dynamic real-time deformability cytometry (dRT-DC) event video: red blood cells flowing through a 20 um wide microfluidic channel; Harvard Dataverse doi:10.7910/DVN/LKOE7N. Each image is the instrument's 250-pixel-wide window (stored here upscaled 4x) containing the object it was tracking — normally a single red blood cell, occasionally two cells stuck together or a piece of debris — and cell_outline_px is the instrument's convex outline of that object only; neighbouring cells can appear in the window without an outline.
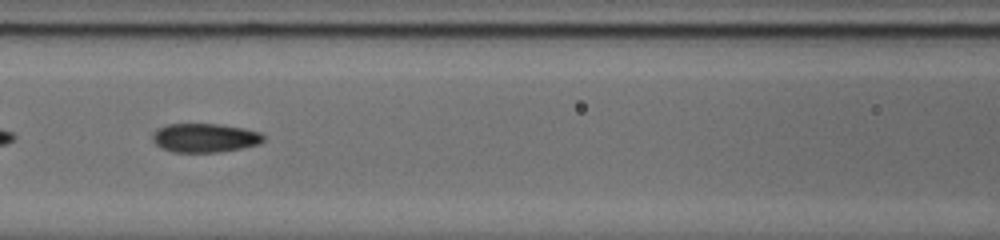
{"species": "common noctule bat (a hibernating species)", "species_latin": "Nyctalus noctula", "temperature_condition": "cold", "stored_images_in_passage": 38, "camera_frame_rate_fps": 3000, "um_per_image_px": 0.085, "animal": {"sex": "male", "body_mass_g": 20.0, "forearm_length_mm": 53.3}, "frame": {"image": 1, "passage_image": 12, "time_ms": 3.667, "image_size_px": [1000, 240], "cell_outline_px": [[264, 140], [260, 144], [240, 148], [216, 152], [172, 152], [160, 148], [152, 140], [152, 132], [156, 128], [168, 124], [220, 124], [244, 128], [260, 132], [264, 136]], "centroid_in_image_um": [17.37, 11.71], "position_along_channel_um": 149.2, "area_um2": 18.84}}
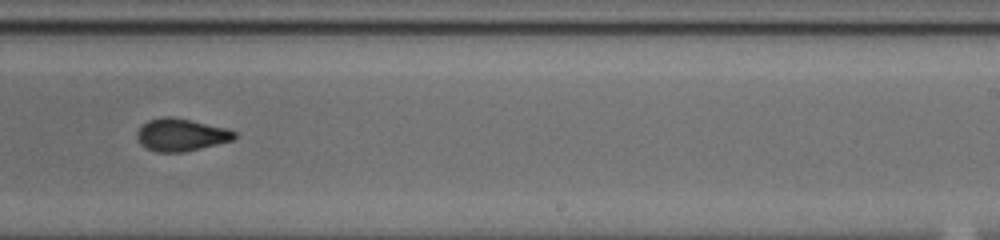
{"frame": {"image": 2, "passage_image": 22, "time_ms": 7.0, "image_size_px": [1000, 240], "cell_outline_px": [[236, 136], [232, 140], [184, 152], [156, 152], [140, 144], [136, 136], [136, 132], [148, 120], [164, 116], [172, 116], [228, 128], [236, 132]], "centroid_in_image_um": [15.38, 11.45], "position_along_channel_um": 273.6, "area_um2": 18.38}, "authors_computed_cell_mechanics": {"area_um2": 18.6116, "velocity_mm_per_s": 3.7437, "shape_relaxation_time_tau1_ms": 10.6149, "shape_relaxation_time_tau2_ms": 1.7821, "deformation_change_tau1": 0.2864, "deformation_change_tau2": 0.0749}}